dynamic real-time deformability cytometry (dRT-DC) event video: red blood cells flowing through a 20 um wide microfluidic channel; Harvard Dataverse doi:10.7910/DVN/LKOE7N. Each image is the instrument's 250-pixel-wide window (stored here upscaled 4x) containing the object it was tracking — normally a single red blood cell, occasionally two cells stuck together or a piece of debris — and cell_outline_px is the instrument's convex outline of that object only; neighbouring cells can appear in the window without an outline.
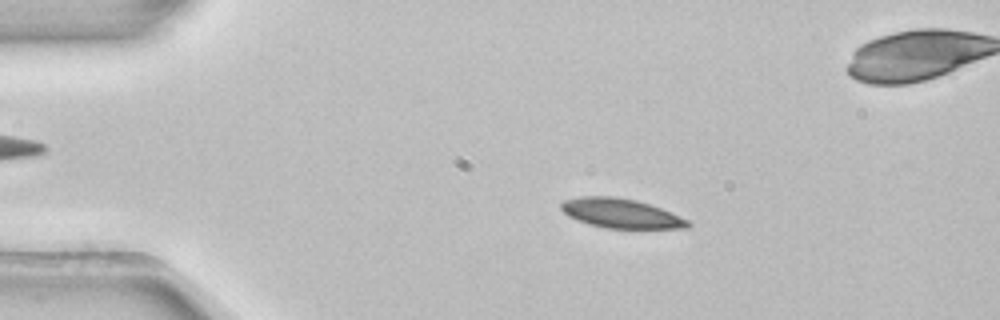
{"species": "common noctule bat (a hibernating species)", "species_latin": "Nyctalus noctula", "temperature_condition": "room temperature", "stored_images_in_passage": 4, "camera_frame_rate_fps": 3000, "um_per_image_px": 0.085, "animal": {"sex": "female", "body_mass_g": 22.7, "forearm_length_mm": 54.2}, "frame": {"image": 1, "passage_image": 2, "time_ms": 0.333, "image_size_px": [1000, 320], "cell_outline_px": [[692, 224], [688, 228], [604, 228], [588, 224], [568, 216], [560, 208], [560, 204], [564, 200], [580, 196], [612, 196], [636, 200], [660, 208], [688, 220]], "centroid_in_image_um": [52.74, 18.13], "position_along_channel_um": 32.3, "area_um2": 21.62}}